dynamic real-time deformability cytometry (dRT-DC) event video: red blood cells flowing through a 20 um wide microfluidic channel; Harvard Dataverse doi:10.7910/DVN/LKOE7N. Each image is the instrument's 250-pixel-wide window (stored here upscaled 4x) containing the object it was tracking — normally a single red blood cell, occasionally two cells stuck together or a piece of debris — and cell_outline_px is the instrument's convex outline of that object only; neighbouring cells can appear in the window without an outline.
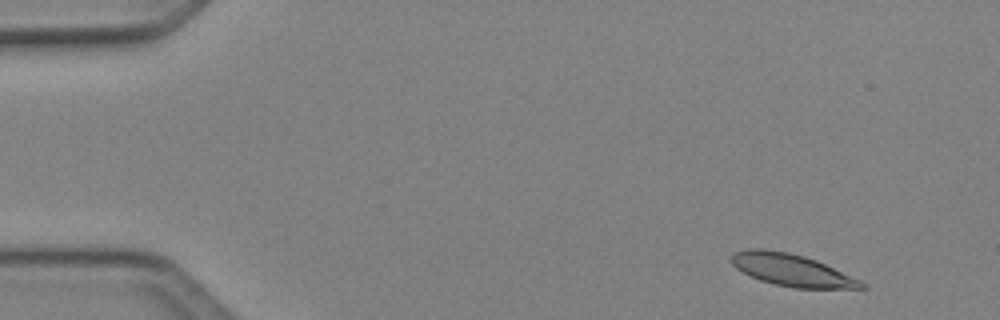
{"species": "Egyptian fruit bat (a non-hibernating species)", "species_latin": "Rousettus aegyptiacus", "temperature_condition": "cold", "stored_images_in_passage": 4, "camera_frame_rate_fps": 3000, "um_per_image_px": 0.085, "animal": {"sex": "female"}, "frame": {"image": 1, "passage_image": 1, "time_ms": 0.0, "image_size_px": [1000, 320], "cell_outline_px": [[868, 288], [792, 288], [772, 284], [760, 280], [736, 268], [732, 264], [732, 252], [748, 248], [764, 248], [788, 252], [804, 256], [816, 260], [860, 280], [868, 284]], "centroid_in_image_um": [67.29, 22.95], "position_along_channel_um": 17.7, "area_um2": 24.33}}
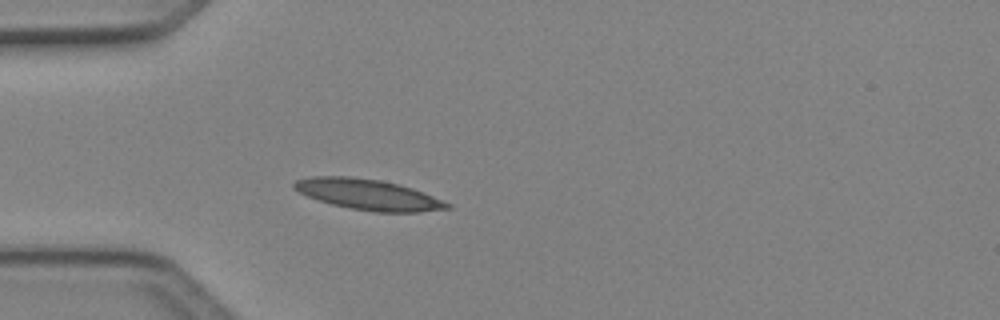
{"frame": {"image": 2, "passage_image": 4, "time_ms": 1.0, "image_size_px": [1000, 320], "cell_outline_px": [[452, 208], [420, 212], [372, 212], [348, 208], [332, 204], [308, 196], [292, 188], [292, 184], [296, 180], [312, 176], [348, 176], [380, 180], [400, 184], [412, 188], [452, 204]], "centroid_in_image_um": [31.3, 16.54], "position_along_channel_um": 53.7, "area_um2": 27.34}}